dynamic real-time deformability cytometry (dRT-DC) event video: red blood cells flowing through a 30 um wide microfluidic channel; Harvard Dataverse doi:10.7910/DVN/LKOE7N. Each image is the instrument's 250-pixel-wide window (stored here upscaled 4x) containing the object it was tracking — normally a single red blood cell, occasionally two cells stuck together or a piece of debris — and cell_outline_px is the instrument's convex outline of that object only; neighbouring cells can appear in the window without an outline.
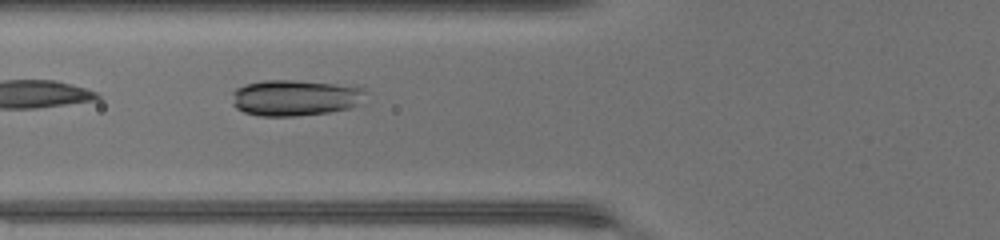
{"species": "common noctule bat (a hibernating species)", "species_latin": "Nyctalus noctula", "temperature_condition": "warm", "stored_images_in_passage": 21, "camera_frame_rate_fps": 3000, "um_per_image_px": 0.085, "animal": {"sex": "female", "body_mass_g": 17.0, "forearm_length_mm": 48.0}, "frame": {"image": 1, "passage_image": 4, "time_ms": 1.0, "image_size_px": [1000, 240], "cell_outline_px": [[372, 92], [364, 104], [352, 108], [328, 112], [296, 116], [260, 116], [244, 112], [236, 108], [232, 104], [232, 92], [236, 88], [244, 84], [264, 80], [292, 80], [364, 84]], "centroid_in_image_um": [25.31, 8.28], "position_along_channel_um": 100.5, "area_um2": 29.71}}
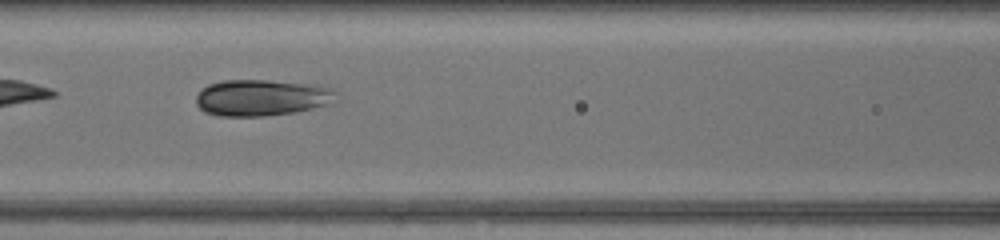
{"frame": {"image": 2, "passage_image": 7, "time_ms": 2.0, "image_size_px": [1000, 240], "cell_outline_px": [[340, 100], [336, 104], [296, 112], [264, 116], [216, 116], [204, 112], [196, 104], [196, 96], [200, 88], [208, 84], [220, 80], [268, 80], [324, 84], [336, 88], [340, 92]], "centroid_in_image_um": [22.4, 8.29], "position_along_channel_um": 144.2, "area_um2": 31.15}}
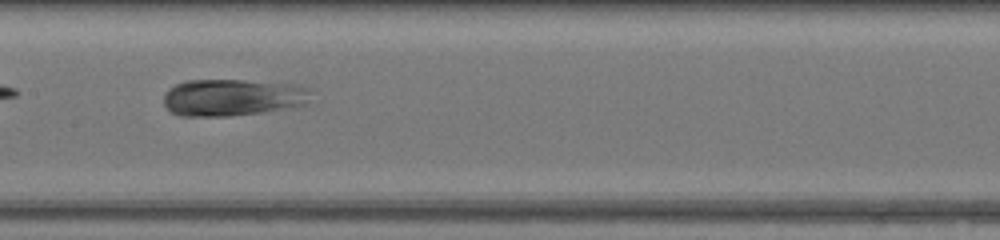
{"frame": {"image": 3, "passage_image": 10, "time_ms": 3.0, "image_size_px": [1000, 240], "cell_outline_px": [[316, 104], [260, 112], [228, 116], [180, 116], [172, 112], [164, 104], [164, 92], [168, 88], [184, 80], [244, 80], [296, 84], [308, 88], [312, 92]], "centroid_in_image_um": [19.87, 8.28], "position_along_channel_um": 187.5, "area_um2": 32.43}}